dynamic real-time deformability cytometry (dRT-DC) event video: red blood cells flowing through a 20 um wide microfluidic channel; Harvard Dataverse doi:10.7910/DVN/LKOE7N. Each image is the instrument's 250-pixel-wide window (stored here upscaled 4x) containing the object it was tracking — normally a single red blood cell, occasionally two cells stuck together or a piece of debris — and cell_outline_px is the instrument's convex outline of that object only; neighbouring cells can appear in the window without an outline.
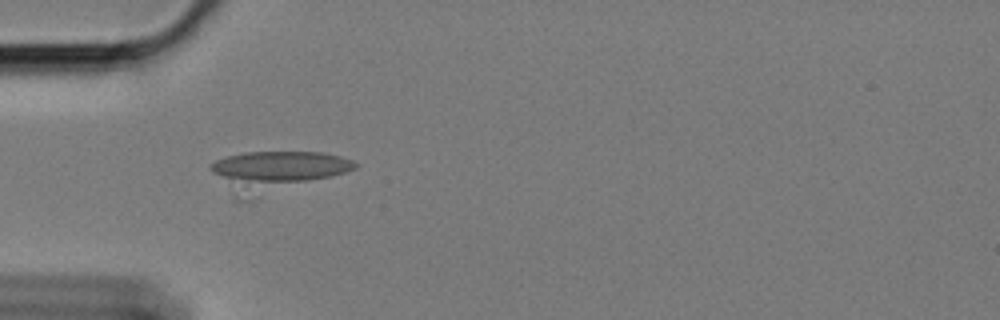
{"species": "Egyptian fruit bat (a non-hibernating species)", "species_latin": "Rousettus aegyptiacus", "temperature_condition": "cold", "stored_images_in_passage": 48, "camera_frame_rate_fps": 3000, "um_per_image_px": 0.085, "animal": {"sex": "female"}, "frame": {"image": 1, "passage_image": 7, "time_ms": 2.0, "image_size_px": [1000, 320], "cell_outline_px": [[360, 164], [356, 168], [332, 176], [308, 180], [232, 180], [212, 172], [208, 168], [208, 164], [216, 160], [228, 156], [244, 152], [324, 152], [340, 156], [352, 160]], "centroid_in_image_um": [23.9, 14.1], "position_along_channel_um": 61.1, "area_um2": 25.09}}
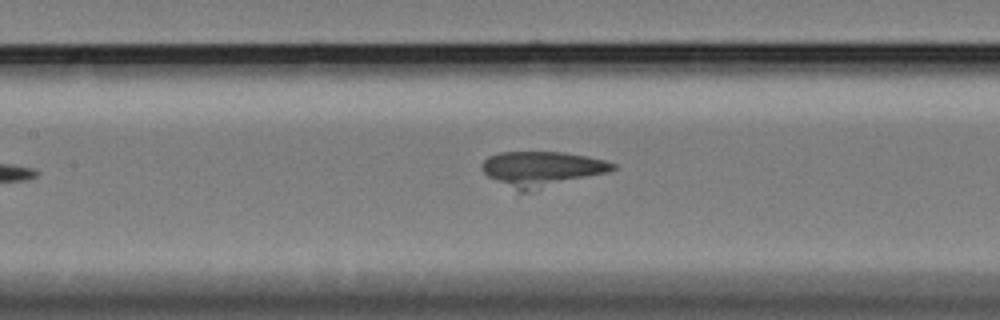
{"frame": {"image": 2, "passage_image": 16, "time_ms": 5.0, "image_size_px": [1000, 320], "cell_outline_px": [[616, 168], [608, 172], [516, 196], [488, 176], [480, 168], [480, 164], [488, 156], [500, 152], [564, 152], [588, 156], [604, 160], [616, 164]], "centroid_in_image_um": [45.97, 14.41], "position_along_channel_um": 161.4, "area_um2": 27.8}}
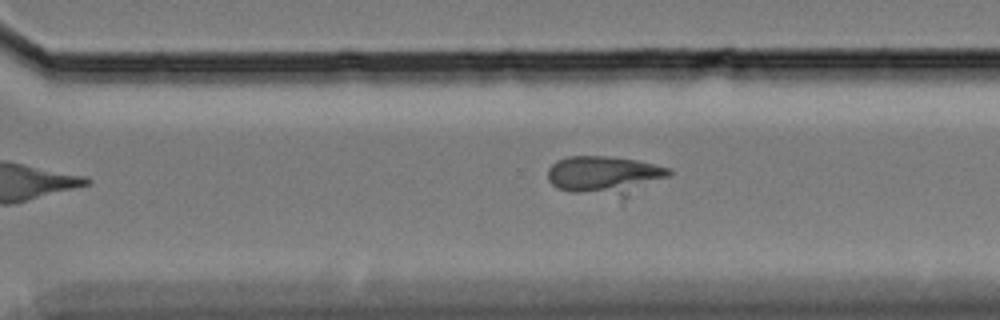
{"frame": {"image": 3, "passage_image": 30, "time_ms": 9.667, "image_size_px": [1000, 320], "cell_outline_px": [[672, 172], [668, 176], [620, 204], [556, 188], [548, 180], [548, 168], [556, 160], [568, 156], [608, 156], [636, 160], [672, 168]], "centroid_in_image_um": [51.45, 15.01], "position_along_channel_um": 319.1, "area_um2": 29.3}}